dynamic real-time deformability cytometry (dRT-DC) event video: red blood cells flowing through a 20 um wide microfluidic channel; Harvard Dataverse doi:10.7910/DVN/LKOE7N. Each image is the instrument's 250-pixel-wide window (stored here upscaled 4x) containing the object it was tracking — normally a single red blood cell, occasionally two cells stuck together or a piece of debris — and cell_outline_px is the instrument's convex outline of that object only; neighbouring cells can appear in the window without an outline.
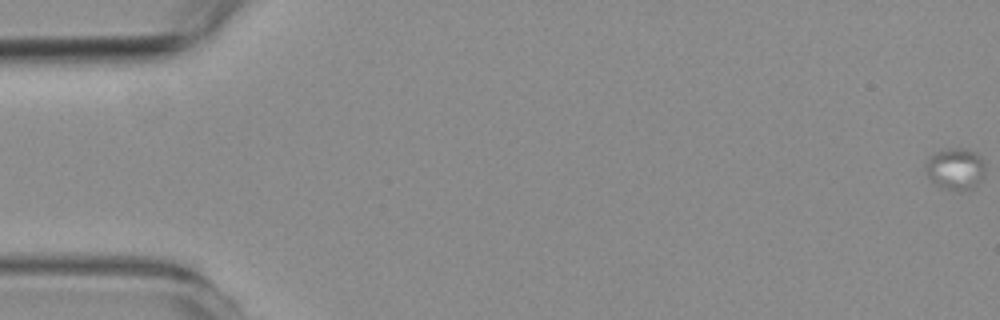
{"species": "common noctule bat (a hibernating species)", "species_latin": "Nyctalus noctula", "temperature_condition": "room temperature", "stored_images_in_passage": 12, "camera_frame_rate_fps": 3000, "um_per_image_px": 0.085, "animal": {"sex": "female", "body_mass_g": 19.3, "forearm_length_mm": 54.1}, "frame": {"image": 1, "passage_image": 1, "time_ms": 0.0, "image_size_px": [1000, 320], "cell_outline_px": [[984, 172], [980, 180], [968, 188], [944, 188], [936, 184], [928, 176], [928, 160], [936, 152], [948, 148], [964, 148], [980, 156], [984, 164]], "centroid_in_image_um": [81.22, 14.3], "position_along_channel_um": 3.8, "area_um2": 13.47}}